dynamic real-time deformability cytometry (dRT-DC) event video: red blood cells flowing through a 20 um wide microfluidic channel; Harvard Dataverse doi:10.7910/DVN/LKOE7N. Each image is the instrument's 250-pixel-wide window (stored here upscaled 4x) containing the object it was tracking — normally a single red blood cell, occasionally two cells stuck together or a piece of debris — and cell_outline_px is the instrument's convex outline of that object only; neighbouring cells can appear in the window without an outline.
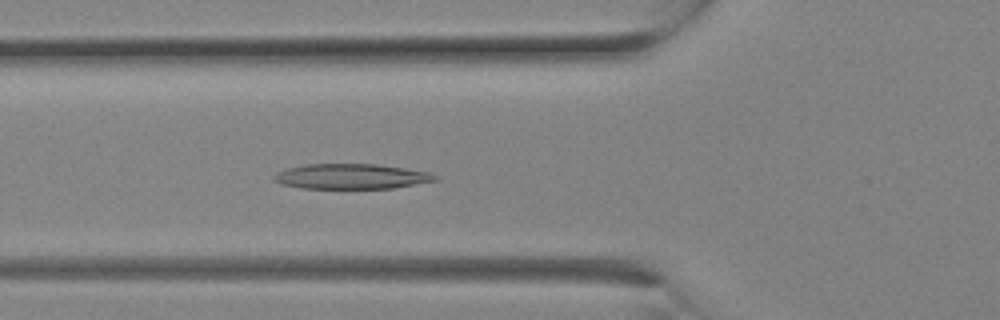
{"species": "Egyptian fruit bat (a non-hibernating species)", "species_latin": "Rousettus aegyptiacus", "temperature_condition": "room temperature", "stored_images_in_passage": 9, "camera_frame_rate_fps": 3000, "um_per_image_px": 0.085, "animal": {"sex": "female"}, "frame": {"image": 1, "passage_image": 9, "time_ms": 2.667, "image_size_px": [1000, 320], "cell_outline_px": [[436, 180], [392, 188], [300, 188], [280, 184], [272, 180], [272, 176], [276, 172], [288, 168], [304, 164], [376, 164], [404, 168], [428, 172], [436, 176]], "centroid_in_image_um": [29.76, 14.99], "position_along_channel_um": 96.0, "area_um2": 23.47}}